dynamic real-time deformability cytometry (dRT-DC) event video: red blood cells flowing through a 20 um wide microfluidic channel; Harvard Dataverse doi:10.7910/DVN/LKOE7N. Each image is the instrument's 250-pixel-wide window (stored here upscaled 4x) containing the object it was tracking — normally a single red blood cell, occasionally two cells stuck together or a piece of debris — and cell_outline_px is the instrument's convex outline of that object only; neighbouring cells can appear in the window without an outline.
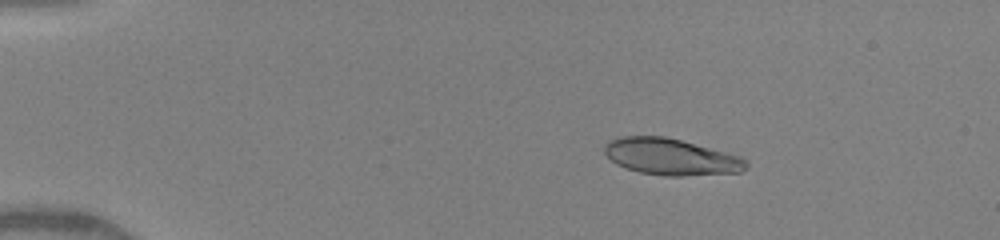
{"species": "human", "species_latin": "Homo sapiens", "temperature_condition": "warm", "stored_images_in_passage": 37, "camera_frame_rate_fps": 3000, "um_per_image_px": 0.085, "donor": {"sex": "female"}, "frame": {"image": 1, "passage_image": 10, "time_ms": 2.667, "image_size_px": [1000, 240], "cell_outline_px": [[748, 164], [740, 172], [684, 176], [664, 176], [640, 172], [624, 168], [616, 164], [604, 152], [604, 144], [620, 136], [664, 136], [680, 140], [740, 156], [748, 160]], "centroid_in_image_um": [57.01, 13.33], "position_along_channel_um": 28.0, "area_um2": 30.0}}
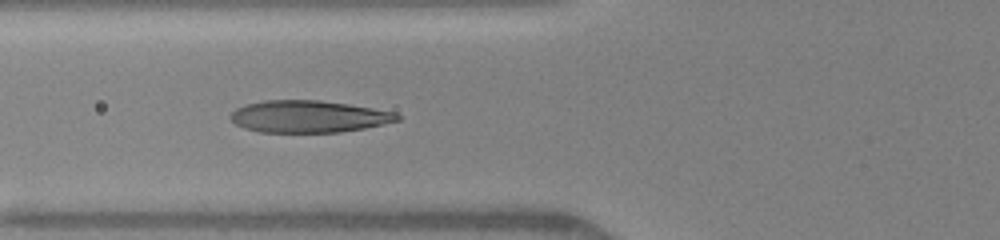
{"frame": {"image": 2, "passage_image": 22, "time_ms": 6.333, "image_size_px": [1000, 240], "cell_outline_px": [[400, 120], [384, 124], [364, 128], [340, 132], [260, 132], [244, 128], [236, 124], [228, 116], [236, 108], [248, 104], [264, 100], [320, 100], [348, 104], [396, 112], [400, 116]], "centroid_in_image_um": [26.23, 9.9], "position_along_channel_um": 99.6, "area_um2": 31.1}}
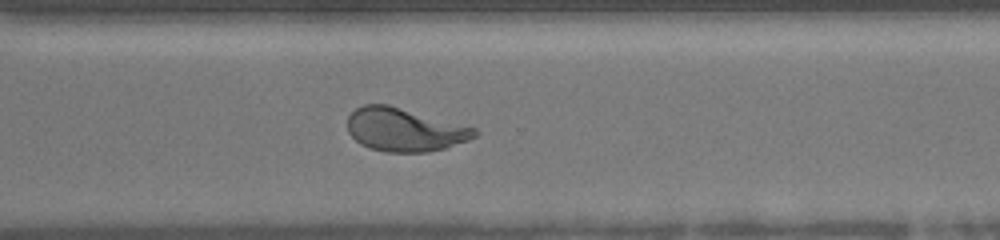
{"frame": {"image": 3, "passage_image": 37, "time_ms": 12.0, "image_size_px": [1000, 240], "cell_outline_px": [[476, 136], [468, 140], [444, 148], [428, 152], [384, 152], [360, 144], [348, 132], [348, 116], [356, 108], [364, 104], [388, 104], [476, 128]], "centroid_in_image_um": [34.36, 11.02], "position_along_channel_um": 336.2, "area_um2": 31.85}}